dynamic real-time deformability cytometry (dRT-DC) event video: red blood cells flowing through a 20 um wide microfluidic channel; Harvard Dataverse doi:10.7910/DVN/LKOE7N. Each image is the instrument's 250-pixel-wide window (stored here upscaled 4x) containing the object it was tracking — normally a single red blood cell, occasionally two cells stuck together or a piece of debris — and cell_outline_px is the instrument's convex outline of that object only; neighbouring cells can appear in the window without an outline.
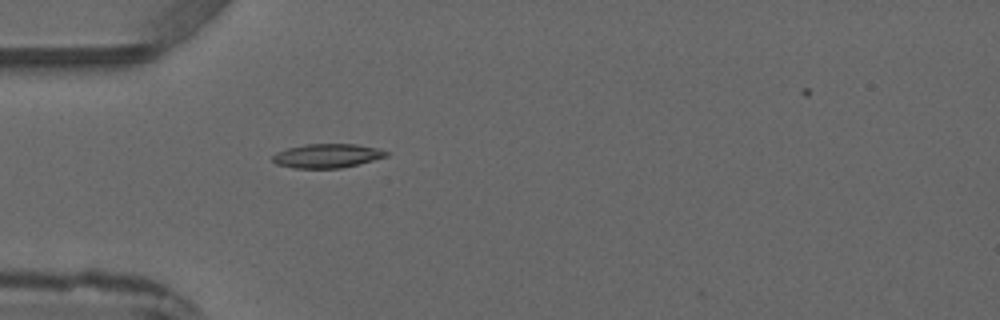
{"species": "common noctule bat (a hibernating species)", "species_latin": "Nyctalus noctula", "temperature_condition": "warm", "stored_images_in_passage": 3, "camera_frame_rate_fps": 3000, "um_per_image_px": 0.085, "animal": {"sex": "male", "forearm_length_mm": 52.5}, "frame": {"image": 1, "passage_image": 3, "time_ms": 3.333, "image_size_px": [1000, 320], "cell_outline_px": [[388, 156], [340, 168], [296, 168], [276, 164], [272, 160], [272, 156], [276, 152], [288, 148], [308, 144], [356, 144], [376, 148], [388, 152]], "centroid_in_image_um": [27.77, 13.24], "position_along_channel_um": 57.2, "area_um2": 15.66}}